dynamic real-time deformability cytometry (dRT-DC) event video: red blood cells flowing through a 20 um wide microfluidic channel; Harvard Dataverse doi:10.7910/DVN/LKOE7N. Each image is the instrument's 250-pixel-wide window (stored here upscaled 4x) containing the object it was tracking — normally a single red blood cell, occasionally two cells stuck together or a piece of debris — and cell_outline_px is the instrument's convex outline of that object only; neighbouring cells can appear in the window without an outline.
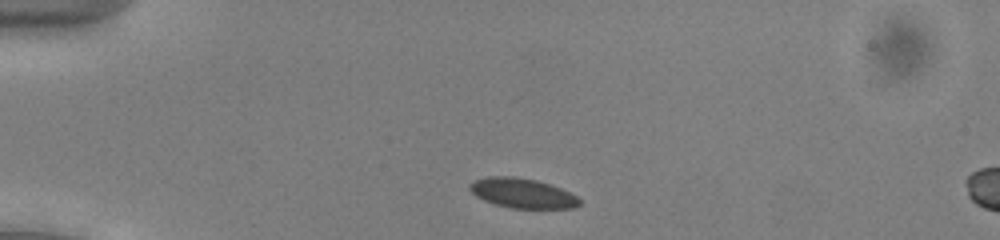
{"species": "common noctule bat (a hibernating species)", "species_latin": "Nyctalus noctula", "temperature_condition": "cold", "stored_images_in_passage": 42, "camera_frame_rate_fps": 3000, "um_per_image_px": 0.085, "animal": {"sex": "male", "body_mass_g": 13.0, "forearm_length_mm": 53.1}, "frame": {"image": 1, "passage_image": 2, "time_ms": 0.333, "image_size_px": [1000, 240], "cell_outline_px": [[580, 204], [572, 208], [512, 208], [496, 204], [484, 200], [476, 196], [468, 188], [468, 184], [476, 180], [488, 176], [512, 176], [536, 180], [560, 188], [576, 196], [580, 200]], "centroid_in_image_um": [44.37, 16.41], "position_along_channel_um": 40.6, "area_um2": 18.79}}
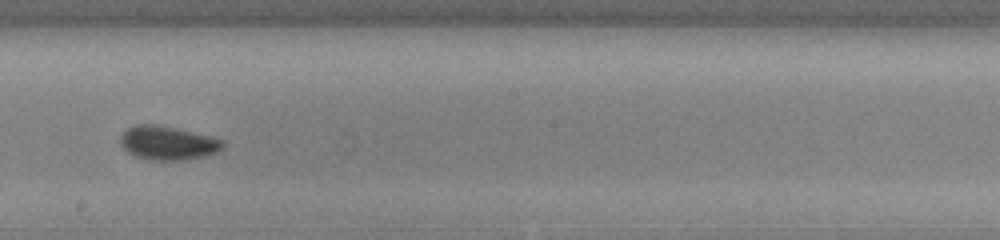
{"frame": {"image": 2, "passage_image": 20, "time_ms": 6.333, "image_size_px": [1000, 240], "cell_outline_px": [[224, 148], [216, 152], [204, 156], [180, 160], [148, 160], [136, 156], [128, 152], [120, 144], [120, 136], [128, 128], [136, 124], [156, 124], [212, 136], [224, 140]], "centroid_in_image_um": [14.27, 12.15], "position_along_channel_um": 233.9, "area_um2": 20.17}}
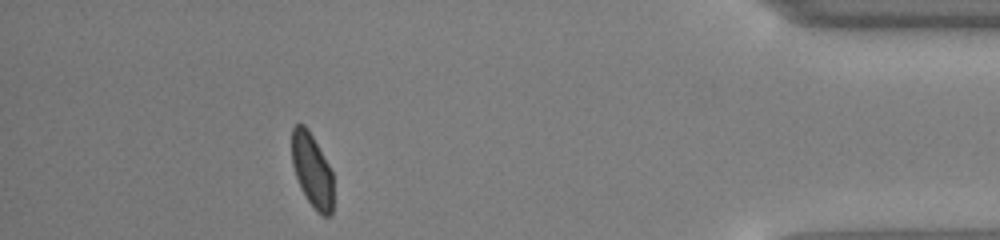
{"frame": {"image": 3, "passage_image": 37, "time_ms": 12.0, "image_size_px": [1000, 240], "cell_outline_px": [[332, 212], [328, 216], [324, 216], [316, 212], [300, 188], [292, 164], [292, 128], [296, 124], [304, 124], [308, 128], [328, 164], [332, 172]], "centroid_in_image_um": [26.51, 14.47], "position_along_channel_um": 408.7, "area_um2": 17.69}, "authors_computed_cell_mechanics": {"area_um2": 19.4786, "velocity_mm_per_s": 3.9008, "shape_relaxation_time_tau1_ms": 2.9365, "shape_relaxation_time_tau2_ms": 2.29, "deformation_change_tau1": 0.0595, "deformation_change_tau2": 0.0537}}